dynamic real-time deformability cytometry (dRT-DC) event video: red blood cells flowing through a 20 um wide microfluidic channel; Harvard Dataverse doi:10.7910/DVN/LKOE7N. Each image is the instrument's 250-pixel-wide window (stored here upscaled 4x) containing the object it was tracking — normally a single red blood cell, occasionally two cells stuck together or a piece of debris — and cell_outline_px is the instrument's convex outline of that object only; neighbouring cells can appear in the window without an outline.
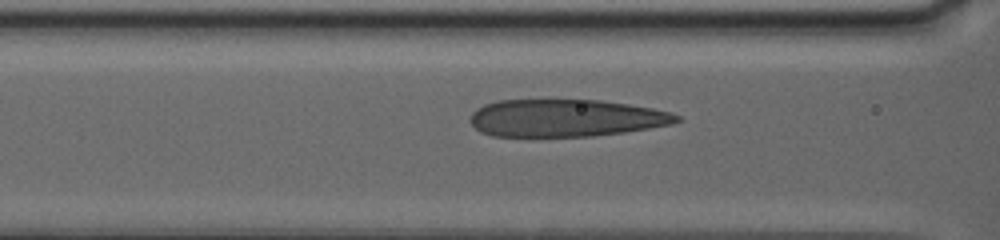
{"species": "human", "species_latin": "Homo sapiens", "temperature_condition": "warm", "stored_images_in_passage": 11, "camera_frame_rate_fps": 3000, "um_per_image_px": 0.085, "donor": {"sex": "female"}, "frame": {"image": 1, "passage_image": 8, "time_ms": 2.0, "image_size_px": [1000, 240], "cell_outline_px": [[680, 120], [672, 124], [624, 132], [592, 136], [492, 136], [480, 132], [472, 124], [472, 112], [476, 108], [484, 104], [496, 100], [600, 100], [628, 104], [652, 108], [672, 112], [680, 116]], "centroid_in_image_um": [48.09, 10.03], "position_along_channel_um": 118.5, "area_um2": 44.91}}